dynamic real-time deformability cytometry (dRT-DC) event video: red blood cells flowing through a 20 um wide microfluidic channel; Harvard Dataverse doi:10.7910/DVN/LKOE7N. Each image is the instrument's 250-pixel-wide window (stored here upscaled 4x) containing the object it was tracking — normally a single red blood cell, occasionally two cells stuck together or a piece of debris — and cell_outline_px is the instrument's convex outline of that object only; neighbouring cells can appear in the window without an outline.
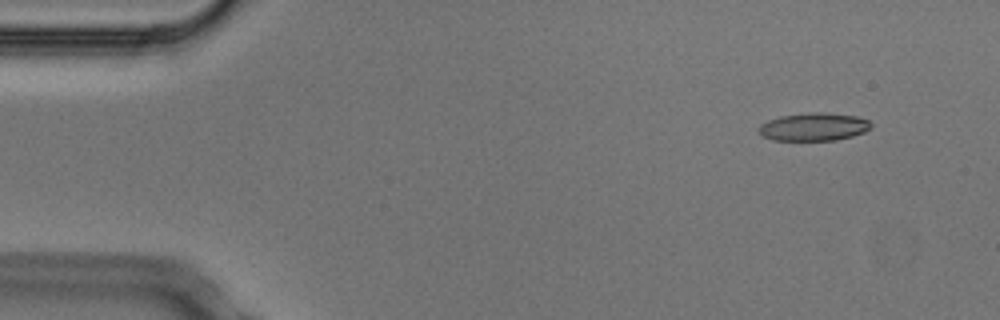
{"species": "Egyptian fruit bat (a non-hibernating species)", "species_latin": "Rousettus aegyptiacus", "temperature_condition": "cold", "stored_images_in_passage": 4, "camera_frame_rate_fps": 3000, "um_per_image_px": 0.085, "animal": {"sex": "male"}, "frame": {"image": 1, "passage_image": 2, "time_ms": 0.333, "image_size_px": [1000, 320], "cell_outline_px": [[872, 128], [864, 132], [852, 136], [836, 140], [772, 140], [760, 136], [756, 128], [760, 124], [768, 120], [780, 116], [812, 112], [824, 112], [856, 116], [868, 120], [872, 124]], "centroid_in_image_um": [69.13, 10.78], "position_along_channel_um": 15.9, "area_um2": 18.5}}